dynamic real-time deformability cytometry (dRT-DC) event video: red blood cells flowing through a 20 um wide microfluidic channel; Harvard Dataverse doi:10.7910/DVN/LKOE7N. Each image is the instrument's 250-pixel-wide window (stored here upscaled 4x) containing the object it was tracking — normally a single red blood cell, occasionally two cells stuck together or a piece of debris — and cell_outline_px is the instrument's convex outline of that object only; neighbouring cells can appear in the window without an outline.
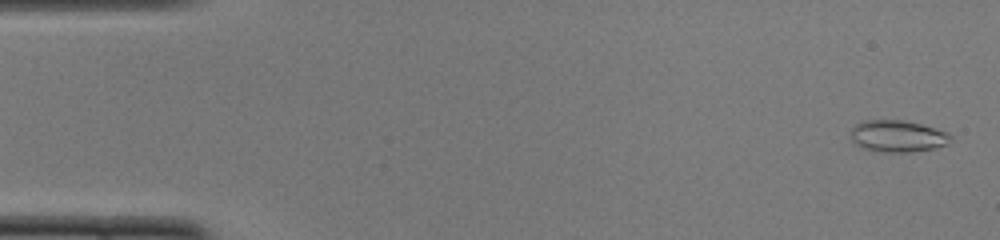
{"species": "common noctule bat (a hibernating species)", "species_latin": "Nyctalus noctula", "temperature_condition": "cold", "stored_images_in_passage": 50, "camera_frame_rate_fps": 3000, "um_per_image_px": 0.085, "animal": {"sex": "female", "body_mass_g": 22.0, "forearm_length_mm": 56.7}, "frame": {"image": 1, "passage_image": 2, "time_ms": 0.333, "image_size_px": [1000, 240], "cell_outline_px": [[952, 140], [948, 144], [932, 148], [912, 152], [884, 152], [860, 148], [852, 140], [852, 128], [856, 124], [864, 120], [904, 120], [920, 124], [948, 132], [952, 136]], "centroid_in_image_um": [76.31, 11.57], "position_along_channel_um": 8.7, "area_um2": 18.5}}
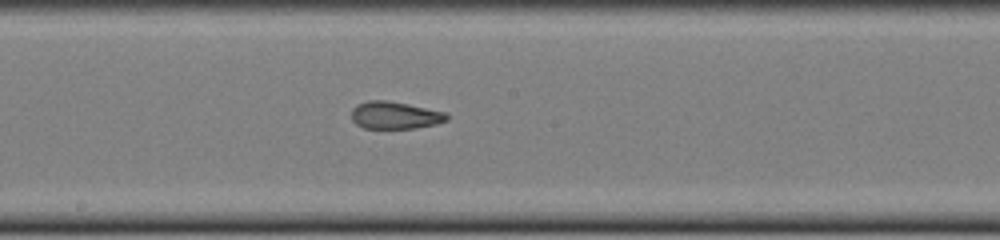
{"frame": {"image": 2, "passage_image": 27, "time_ms": 8.667, "image_size_px": [1000, 240], "cell_outline_px": [[448, 120], [436, 124], [416, 128], [364, 128], [356, 124], [352, 120], [352, 108], [356, 104], [368, 100], [388, 100], [448, 112]], "centroid_in_image_um": [33.58, 9.79], "position_along_channel_um": 214.6, "area_um2": 15.37}}
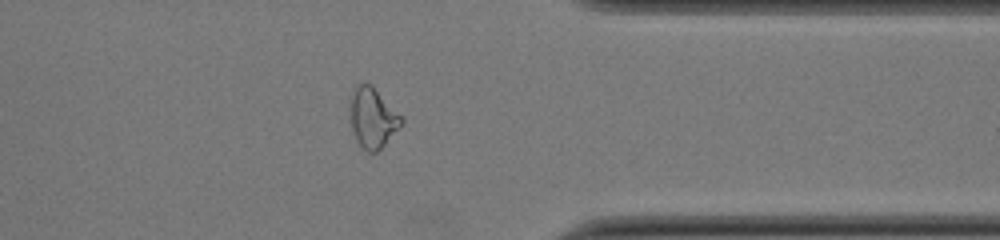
{"frame": {"image": 3, "passage_image": 40, "time_ms": 13.0, "image_size_px": [1000, 240], "cell_outline_px": [[404, 120], [384, 144], [376, 152], [368, 152], [356, 140], [352, 128], [352, 96], [356, 88], [360, 84], [372, 84]], "centroid_in_image_um": [31.69, 10.02], "position_along_channel_um": 379.7, "area_um2": 16.94}, "authors_computed_cell_mechanics": {"area_um2": 16.9932, "velocity_mm_per_s": 4.0014, "shape_relaxation_time_tau1_ms": null, "shape_relaxation_time_tau2_ms": 1.7528, "deformation_change_tau1": null, "deformation_change_tau2": 0.0851}}